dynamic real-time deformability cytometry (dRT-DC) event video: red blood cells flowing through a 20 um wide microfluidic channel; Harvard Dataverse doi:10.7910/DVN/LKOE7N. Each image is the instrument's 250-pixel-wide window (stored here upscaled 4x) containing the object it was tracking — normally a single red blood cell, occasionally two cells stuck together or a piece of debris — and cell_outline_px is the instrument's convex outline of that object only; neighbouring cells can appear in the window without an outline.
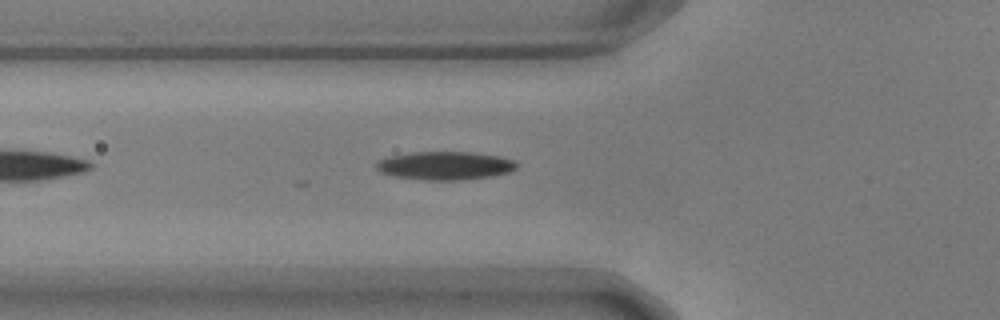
{"species": "common noctule bat (a hibernating species)", "species_latin": "Nyctalus noctula", "temperature_condition": "warm", "stored_images_in_passage": 36, "camera_frame_rate_fps": 3000, "um_per_image_px": 0.085, "animal": {"sex": "male", "body_mass_g": 17.9, "forearm_length_mm": 54.2}, "frame": {"image": 1, "passage_image": 6, "time_ms": 1.667, "image_size_px": [1000, 320], "cell_outline_px": [[520, 164], [516, 168], [508, 172], [492, 176], [464, 180], [424, 180], [392, 176], [380, 172], [376, 168], [376, 164], [380, 160], [388, 156], [412, 152], [472, 152], [500, 156], [516, 160]], "centroid_in_image_um": [37.86, 14.08], "position_along_channel_um": 87.9, "area_um2": 23.41}}
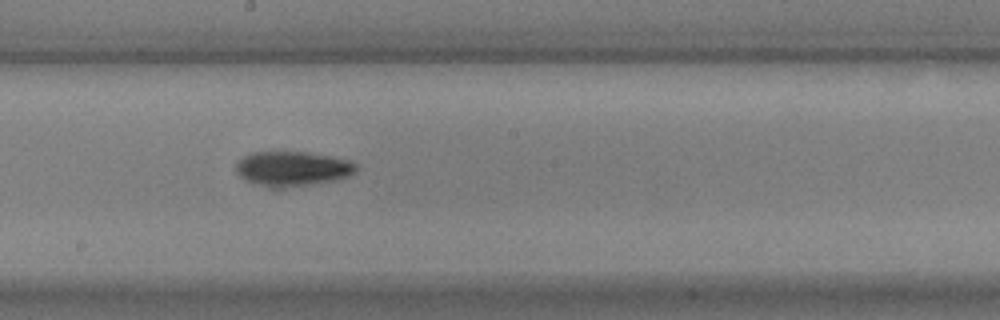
{"frame": {"image": 2, "passage_image": 17, "time_ms": 5.333, "image_size_px": [1000, 320], "cell_outline_px": [[356, 172], [348, 176], [336, 180], [284, 188], [268, 188], [244, 180], [236, 172], [236, 160], [252, 152], [308, 152], [348, 160], [356, 164]], "centroid_in_image_um": [24.81, 14.35], "position_along_channel_um": 223.4, "area_um2": 24.45}}
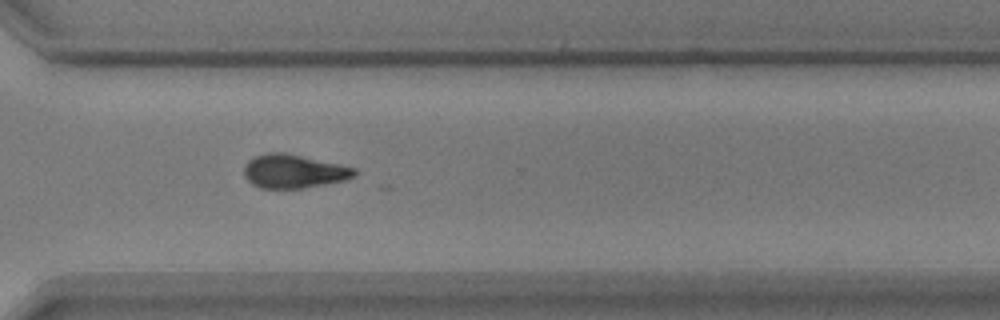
{"frame": {"image": 3, "passage_image": 27, "time_ms": 8.667, "image_size_px": [1000, 320], "cell_outline_px": [[356, 176], [344, 180], [304, 188], [260, 188], [252, 184], [244, 176], [244, 168], [248, 160], [256, 156], [268, 152], [284, 152], [340, 164], [356, 168]], "centroid_in_image_um": [24.96, 14.55], "position_along_channel_um": 345.6, "area_um2": 21.62}}